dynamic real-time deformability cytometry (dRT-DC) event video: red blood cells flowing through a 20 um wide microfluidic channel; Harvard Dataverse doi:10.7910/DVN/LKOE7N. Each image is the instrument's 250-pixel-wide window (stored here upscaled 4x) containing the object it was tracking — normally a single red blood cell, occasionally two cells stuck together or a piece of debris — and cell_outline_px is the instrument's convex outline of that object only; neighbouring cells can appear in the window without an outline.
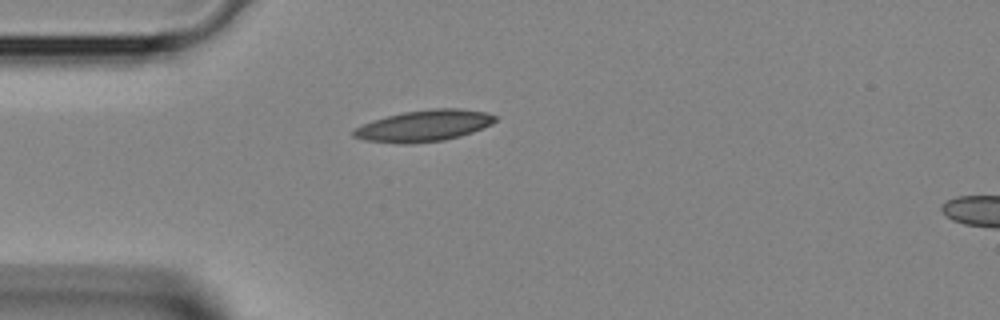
{"species": "Egyptian fruit bat (a non-hibernating species)", "species_latin": "Rousettus aegyptiacus", "temperature_condition": "room temperature", "stored_images_in_passage": 2, "camera_frame_rate_fps": 3000, "um_per_image_px": 0.085, "animal": {"sex": "female"}, "frame": {"image": 1, "passage_image": 2, "time_ms": 0.333, "image_size_px": [1000, 320], "cell_outline_px": [[496, 120], [492, 124], [484, 128], [460, 136], [444, 140], [412, 144], [400, 144], [364, 140], [352, 136], [352, 132], [356, 128], [372, 120], [404, 112], [432, 108], [460, 108], [484, 112], [496, 116]], "centroid_in_image_um": [36.04, 10.7], "position_along_channel_um": 49.0, "area_um2": 25.89}}